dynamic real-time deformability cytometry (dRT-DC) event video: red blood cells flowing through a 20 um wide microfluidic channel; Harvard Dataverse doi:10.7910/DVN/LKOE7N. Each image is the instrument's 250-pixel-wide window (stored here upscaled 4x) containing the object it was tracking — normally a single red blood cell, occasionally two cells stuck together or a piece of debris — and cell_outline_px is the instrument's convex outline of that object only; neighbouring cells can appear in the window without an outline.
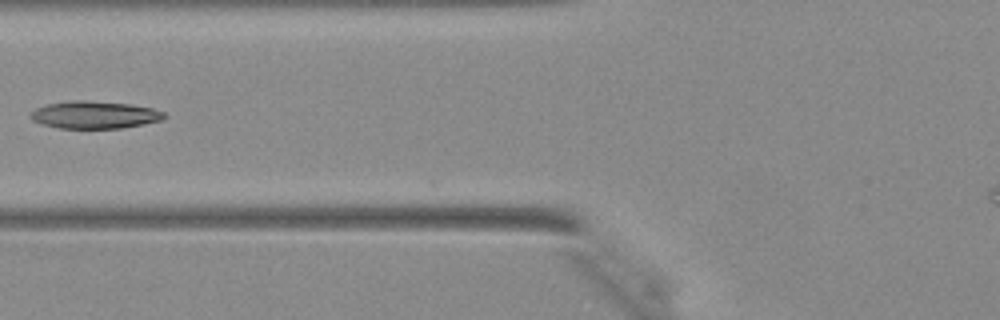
{"species": "Egyptian fruit bat (a non-hibernating species)", "species_latin": "Rousettus aegyptiacus", "temperature_condition": "warm", "stored_images_in_passage": 31, "camera_frame_rate_fps": 3000, "um_per_image_px": 0.085, "animal": {"sex": "female"}, "frame": {"image": 1, "passage_image": 9, "time_ms": 2.667, "image_size_px": [1000, 320], "cell_outline_px": [[168, 116], [164, 120], [120, 128], [60, 128], [44, 124], [32, 120], [28, 116], [36, 108], [48, 104], [72, 100], [88, 100], [132, 104], [152, 108], [164, 112]], "centroid_in_image_um": [8.08, 9.75], "position_along_channel_um": 117.7, "area_um2": 21.39}}
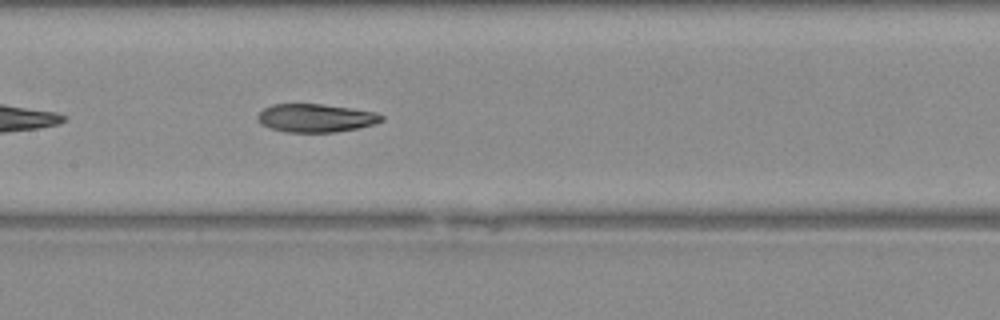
{"frame": {"image": 2, "passage_image": 13, "time_ms": 4.0, "image_size_px": [1000, 320], "cell_outline_px": [[384, 120], [372, 124], [356, 128], [336, 132], [284, 132], [268, 128], [260, 124], [256, 116], [264, 108], [272, 104], [320, 104], [348, 108], [372, 112], [384, 116]], "centroid_in_image_um": [26.76, 10.04], "position_along_channel_um": 180.6, "area_um2": 20.23}}
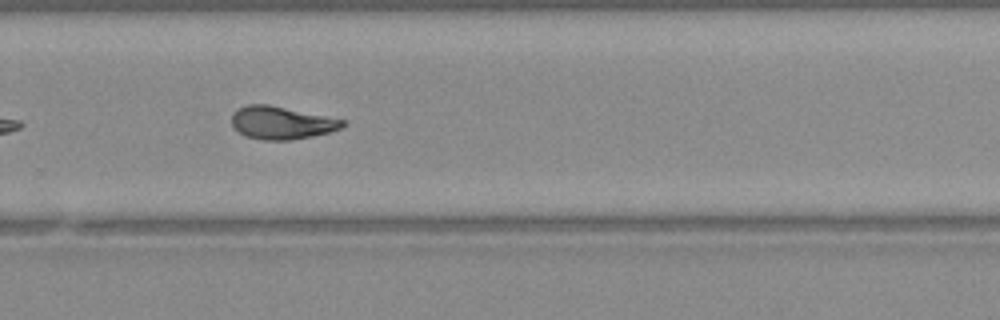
{"frame": {"image": 3, "passage_image": 21, "time_ms": 6.667, "image_size_px": [1000, 320], "cell_outline_px": [[344, 124], [340, 128], [332, 132], [312, 136], [288, 140], [264, 140], [244, 136], [232, 124], [232, 116], [240, 108], [248, 104], [268, 104], [344, 120]], "centroid_in_image_um": [23.93, 10.44], "position_along_channel_um": 305.9, "area_um2": 20.81}}